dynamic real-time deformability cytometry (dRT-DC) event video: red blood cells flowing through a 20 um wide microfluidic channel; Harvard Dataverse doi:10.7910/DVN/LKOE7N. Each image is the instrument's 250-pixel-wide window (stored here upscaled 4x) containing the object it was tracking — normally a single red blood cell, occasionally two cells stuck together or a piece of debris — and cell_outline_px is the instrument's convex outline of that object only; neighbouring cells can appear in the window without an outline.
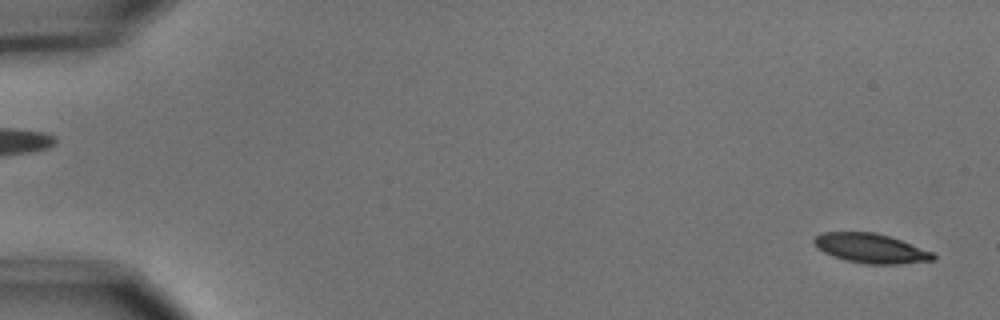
{"species": "common noctule bat (a hibernating species)", "species_latin": "Nyctalus noctula", "temperature_condition": "cold", "stored_images_in_passage": 55, "camera_frame_rate_fps": 3000, "um_per_image_px": 0.085, "animal": {"sex": "male", "body_mass_g": 15.6}, "frame": {"image": 1, "passage_image": 2, "time_ms": 0.333, "image_size_px": [1000, 320], "cell_outline_px": [[936, 260], [896, 264], [868, 264], [844, 260], [832, 256], [816, 248], [812, 240], [820, 232], [876, 232], [900, 240], [932, 252], [936, 256]], "centroid_in_image_um": [73.97, 21.1], "position_along_channel_um": 11.0, "area_um2": 20.46}}
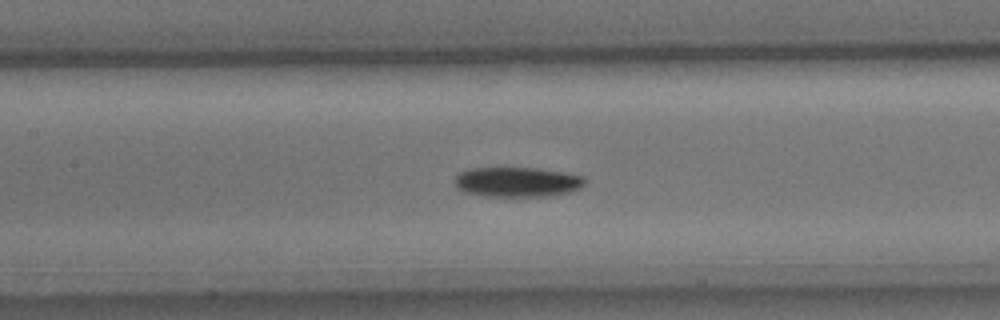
{"frame": {"image": 2, "passage_image": 26, "time_ms": 8.333, "image_size_px": [1000, 320], "cell_outline_px": [[584, 184], [580, 188], [572, 192], [552, 196], [480, 196], [464, 192], [456, 188], [452, 180], [460, 172], [472, 168], [536, 168], [584, 176]], "centroid_in_image_um": [43.92, 15.48], "position_along_channel_um": 163.5, "area_um2": 22.83}}
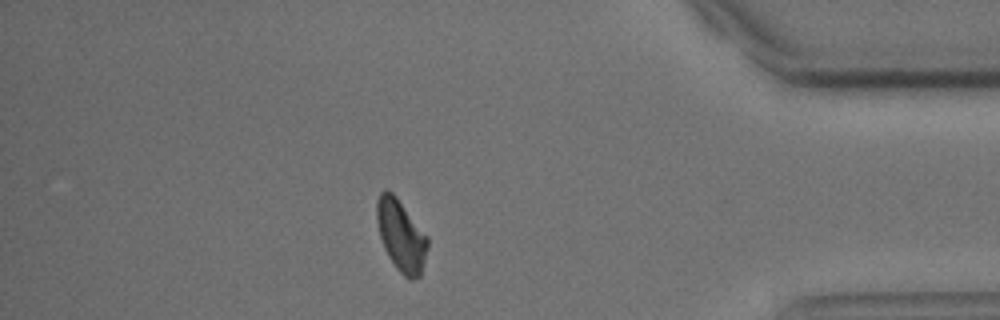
{"frame": {"image": 3, "passage_image": 48, "time_ms": 15.667, "image_size_px": [1000, 320], "cell_outline_px": [[428, 248], [420, 276], [412, 280], [408, 280], [396, 268], [388, 256], [384, 248], [380, 236], [376, 220], [376, 200], [380, 192], [384, 188], [388, 188], [396, 196], [428, 236]], "centroid_in_image_um": [34.08, 20.0], "position_along_channel_um": 401.1, "area_um2": 21.44}, "authors_computed_cell_mechanics": {"area_um2": 21.7328, "velocity_mm_per_s": 3.6817, "shape_relaxation_time_tau1_ms": 2.9798, "shape_relaxation_time_tau2_ms": null, "deformation_change_tau1": 0.1083, "deformation_change_tau2": null}}